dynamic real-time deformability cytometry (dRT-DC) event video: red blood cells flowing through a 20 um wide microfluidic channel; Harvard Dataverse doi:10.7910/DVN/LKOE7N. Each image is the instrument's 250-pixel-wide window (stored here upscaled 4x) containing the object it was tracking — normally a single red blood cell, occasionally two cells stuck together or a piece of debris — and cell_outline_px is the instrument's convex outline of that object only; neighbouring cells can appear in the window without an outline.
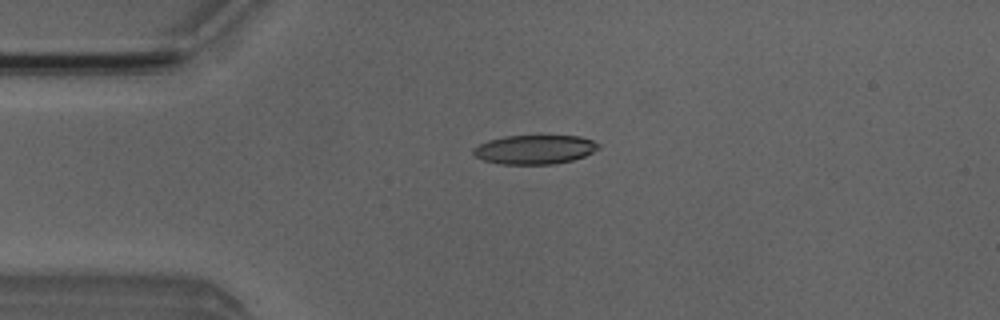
{"species": "Egyptian fruit bat (a non-hibernating species)", "species_latin": "Rousettus aegyptiacus", "temperature_condition": "room temperature", "stored_images_in_passage": 3, "camera_frame_rate_fps": 3000, "um_per_image_px": 0.085, "animal": {"sex": "male"}, "frame": {"image": 1, "passage_image": 3, "time_ms": 3.333, "image_size_px": [1000, 320], "cell_outline_px": [[600, 148], [584, 156], [572, 160], [552, 164], [500, 164], [484, 160], [476, 156], [472, 152], [472, 148], [488, 140], [504, 136], [580, 136], [592, 140], [600, 144]], "centroid_in_image_um": [45.45, 12.7], "position_along_channel_um": 39.6, "area_um2": 21.15}}